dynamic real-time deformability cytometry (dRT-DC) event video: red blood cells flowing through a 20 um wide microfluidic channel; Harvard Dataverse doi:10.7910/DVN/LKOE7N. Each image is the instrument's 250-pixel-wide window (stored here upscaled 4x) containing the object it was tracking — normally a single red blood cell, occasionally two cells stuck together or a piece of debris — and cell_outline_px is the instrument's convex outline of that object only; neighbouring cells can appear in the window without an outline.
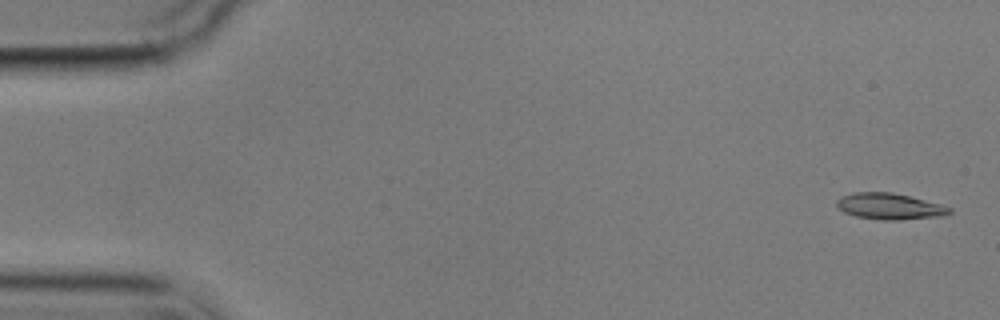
{"species": "common noctule bat (a hibernating species)", "species_latin": "Nyctalus noctula", "temperature_condition": "cold", "stored_images_in_passage": 6, "camera_frame_rate_fps": 3000, "um_per_image_px": 0.085, "animal": {"sex": "male", "body_mass_g": 17.9}, "frame": {"image": 1, "passage_image": 1, "time_ms": 0.0, "image_size_px": [1000, 320], "cell_outline_px": [[952, 212], [944, 216], [900, 220], [880, 220], [856, 216], [844, 212], [836, 204], [836, 200], [840, 196], [852, 192], [892, 192], [940, 204], [952, 208]], "centroid_in_image_um": [75.61, 17.54], "position_along_channel_um": 9.4, "area_um2": 17.28}}
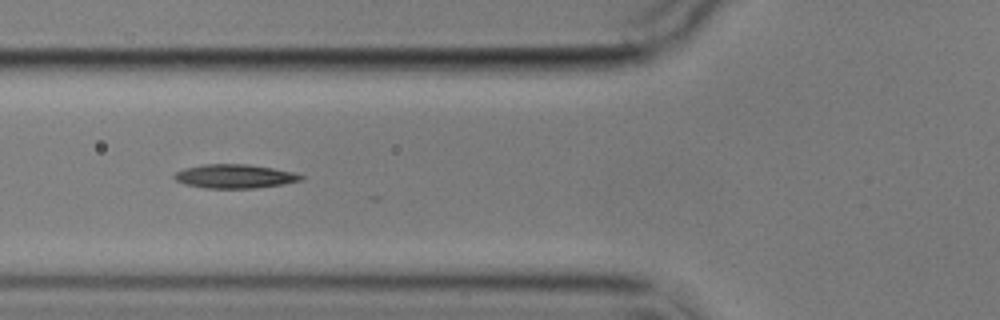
{"frame": {"image": 2, "passage_image": 6, "time_ms": 6.333, "image_size_px": [1000, 320], "cell_outline_px": [[304, 180], [284, 184], [256, 188], [204, 188], [184, 184], [176, 180], [172, 176], [176, 172], [184, 168], [204, 164], [248, 164], [272, 168], [292, 172], [304, 176]], "centroid_in_image_um": [19.94, 14.99], "position_along_channel_um": 105.9, "area_um2": 17.69}}